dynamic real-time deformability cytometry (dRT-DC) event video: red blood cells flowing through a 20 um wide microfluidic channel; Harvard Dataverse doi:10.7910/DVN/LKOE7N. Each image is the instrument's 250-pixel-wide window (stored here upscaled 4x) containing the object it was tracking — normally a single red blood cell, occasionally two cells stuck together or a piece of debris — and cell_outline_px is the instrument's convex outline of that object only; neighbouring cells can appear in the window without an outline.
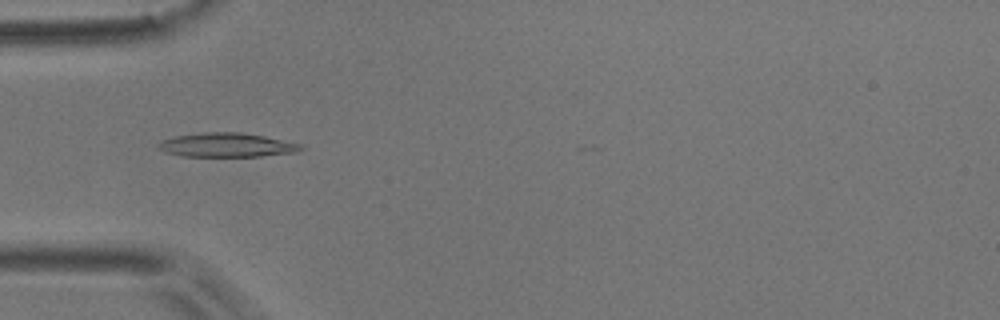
{"species": "common noctule bat (a hibernating species)", "species_latin": "Nyctalus noctula", "temperature_condition": "room temperature", "stored_images_in_passage": 47, "camera_frame_rate_fps": 3000, "um_per_image_px": 0.085, "animal": {"sex": "male", "body_mass_g": 17.9}, "frame": {"image": 1, "passage_image": 16, "time_ms": 5.0, "image_size_px": [1000, 320], "cell_outline_px": [[304, 148], [296, 152], [260, 156], [180, 156], [164, 152], [156, 148], [156, 144], [160, 140], [176, 136], [204, 132], [240, 132], [264, 136], [304, 144]], "centroid_in_image_um": [19.24, 12.32], "position_along_channel_um": 65.8, "area_um2": 20.17}}
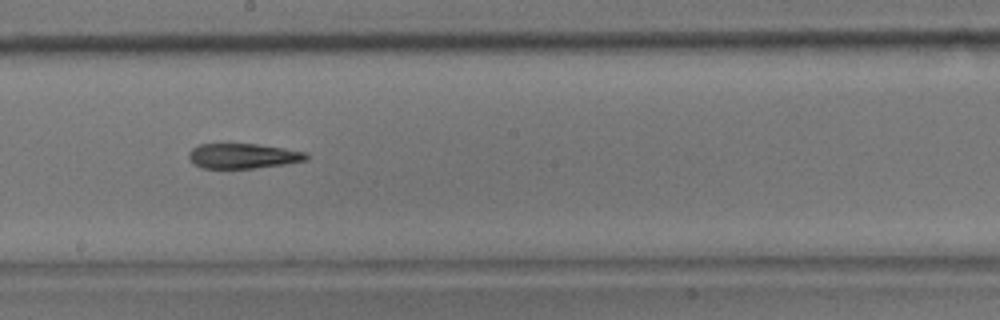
{"frame": {"image": 2, "passage_image": 29, "time_ms": 9.333, "image_size_px": [1000, 320], "cell_outline_px": [[308, 160], [284, 164], [256, 168], [200, 168], [192, 164], [188, 156], [188, 152], [192, 148], [200, 144], [256, 144], [284, 148], [308, 152]], "centroid_in_image_um": [20.65, 13.26], "position_along_channel_um": 227.6, "area_um2": 17.28}}
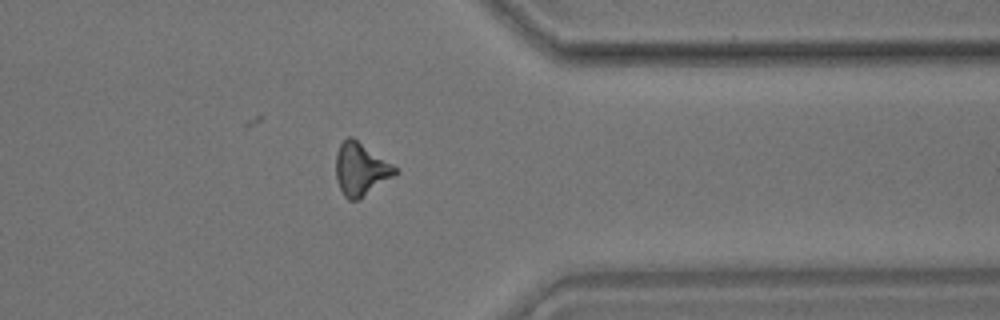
{"frame": {"image": 3, "passage_image": 42, "time_ms": 13.667, "image_size_px": [1000, 320], "cell_outline_px": [[400, 172], [360, 200], [348, 200], [344, 196], [336, 180], [336, 152], [340, 144], [348, 136], [352, 136], [392, 164]], "centroid_in_image_um": [30.66, 14.4], "position_along_channel_um": 380.7, "area_um2": 18.32}, "authors_computed_cell_mechanics": {"area_um2": 18.3226, "velocity_mm_per_s": 3.7347, "shape_relaxation_time_tau1_ms": 5.2821, "shape_relaxation_time_tau2_ms": 9.252, "deformation_change_tau1": 0.1883, "deformation_change_tau2": 0.2481}}